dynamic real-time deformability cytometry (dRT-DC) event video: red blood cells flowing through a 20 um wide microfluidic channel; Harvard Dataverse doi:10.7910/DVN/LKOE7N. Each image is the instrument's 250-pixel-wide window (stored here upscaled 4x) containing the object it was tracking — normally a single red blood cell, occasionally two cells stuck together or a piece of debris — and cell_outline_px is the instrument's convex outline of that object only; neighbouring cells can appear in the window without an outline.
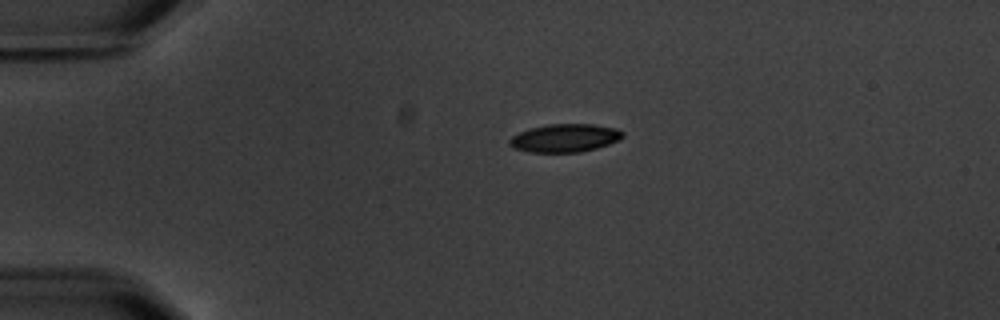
{"species": "common noctule bat (a hibernating species)", "species_latin": "Nyctalus noctula", "temperature_condition": "warm", "stored_images_in_passage": 2, "camera_frame_rate_fps": 3000, "um_per_image_px": 0.085, "animal": {"sex": "male", "body_mass_g": 20.1, "forearm_length_mm": 53.5}, "frame": {"image": 1, "passage_image": 1, "time_ms": 0.0, "image_size_px": [1000, 320], "cell_outline_px": [[624, 136], [620, 140], [596, 148], [580, 152], [528, 152], [512, 148], [508, 144], [508, 140], [512, 136], [520, 132], [532, 128], [548, 124], [592, 124], [616, 128], [624, 132]], "centroid_in_image_um": [48.01, 11.73], "position_along_channel_um": 37.0, "area_um2": 18.61}}